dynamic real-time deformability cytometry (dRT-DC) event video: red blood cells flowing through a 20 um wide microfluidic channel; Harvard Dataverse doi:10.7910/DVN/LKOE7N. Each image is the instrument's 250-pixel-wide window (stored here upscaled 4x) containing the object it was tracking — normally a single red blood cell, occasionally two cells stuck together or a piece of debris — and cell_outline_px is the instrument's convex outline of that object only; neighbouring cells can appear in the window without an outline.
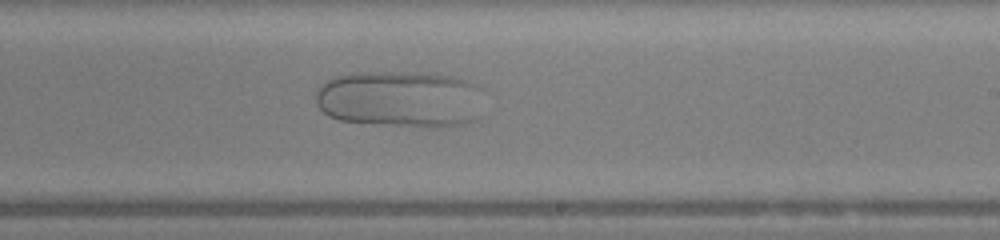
{"species": "human", "species_latin": "Homo sapiens", "temperature_condition": "warm", "stored_images_in_passage": 49, "camera_frame_rate_fps": 3000, "um_per_image_px": 0.085, "donor": {"sex": "female"}, "frame": {"image": 1, "passage_image": 28, "time_ms": 9.0, "image_size_px": [1000, 240], "cell_outline_px": [[484, 88], [480, 116], [476, 120], [460, 124], [436, 128], [340, 120], [328, 116], [316, 104], [316, 88], [320, 84], [336, 76], [352, 72], [408, 72], [452, 76], [464, 80]], "centroid_in_image_um": [34.06, 8.41], "position_along_channel_um": 254.9, "area_um2": 56.24}}